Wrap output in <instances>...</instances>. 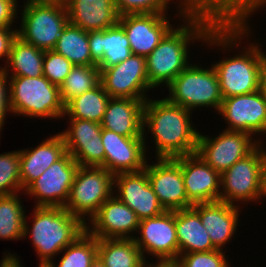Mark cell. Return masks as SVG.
Here are the masks:
<instances>
[{"instance_id": "1", "label": "cell", "mask_w": 266, "mask_h": 267, "mask_svg": "<svg viewBox=\"0 0 266 267\" xmlns=\"http://www.w3.org/2000/svg\"><path fill=\"white\" fill-rule=\"evenodd\" d=\"M178 4V15L185 25L172 27L146 57L148 80L153 88L164 84L166 87L190 64L191 42L199 40L208 47L219 46L226 51L242 46L239 45L242 36L251 34L249 17L259 7L262 9L266 0H199Z\"/></svg>"}, {"instance_id": "2", "label": "cell", "mask_w": 266, "mask_h": 267, "mask_svg": "<svg viewBox=\"0 0 266 267\" xmlns=\"http://www.w3.org/2000/svg\"><path fill=\"white\" fill-rule=\"evenodd\" d=\"M191 114L166 98H148L144 102L143 134L151 132L155 158H176L196 152L199 131L193 128Z\"/></svg>"}, {"instance_id": "3", "label": "cell", "mask_w": 266, "mask_h": 267, "mask_svg": "<svg viewBox=\"0 0 266 267\" xmlns=\"http://www.w3.org/2000/svg\"><path fill=\"white\" fill-rule=\"evenodd\" d=\"M32 213V227L25 216L23 238L31 236L39 263H50L86 231V223L63 207L35 206Z\"/></svg>"}, {"instance_id": "4", "label": "cell", "mask_w": 266, "mask_h": 267, "mask_svg": "<svg viewBox=\"0 0 266 267\" xmlns=\"http://www.w3.org/2000/svg\"><path fill=\"white\" fill-rule=\"evenodd\" d=\"M10 108L14 115L51 120L64 117L65 106L60 98L59 86L44 76L9 77Z\"/></svg>"}, {"instance_id": "5", "label": "cell", "mask_w": 266, "mask_h": 267, "mask_svg": "<svg viewBox=\"0 0 266 267\" xmlns=\"http://www.w3.org/2000/svg\"><path fill=\"white\" fill-rule=\"evenodd\" d=\"M23 6L17 36L40 50H53L69 22L65 2L25 1Z\"/></svg>"}, {"instance_id": "6", "label": "cell", "mask_w": 266, "mask_h": 267, "mask_svg": "<svg viewBox=\"0 0 266 267\" xmlns=\"http://www.w3.org/2000/svg\"><path fill=\"white\" fill-rule=\"evenodd\" d=\"M253 43H249L239 55L212 64L218 75L223 98L250 94L260 89L266 72V53L259 47L261 44Z\"/></svg>"}, {"instance_id": "7", "label": "cell", "mask_w": 266, "mask_h": 267, "mask_svg": "<svg viewBox=\"0 0 266 267\" xmlns=\"http://www.w3.org/2000/svg\"><path fill=\"white\" fill-rule=\"evenodd\" d=\"M166 88L169 95L165 98L169 102L191 112L201 107H213L219 112L223 100L218 75L212 65L208 69L190 63Z\"/></svg>"}, {"instance_id": "8", "label": "cell", "mask_w": 266, "mask_h": 267, "mask_svg": "<svg viewBox=\"0 0 266 267\" xmlns=\"http://www.w3.org/2000/svg\"><path fill=\"white\" fill-rule=\"evenodd\" d=\"M113 189L114 175L105 168L79 166L64 208L87 223L113 195Z\"/></svg>"}, {"instance_id": "9", "label": "cell", "mask_w": 266, "mask_h": 267, "mask_svg": "<svg viewBox=\"0 0 266 267\" xmlns=\"http://www.w3.org/2000/svg\"><path fill=\"white\" fill-rule=\"evenodd\" d=\"M263 157L258 146L245 158L238 160L221 174L219 201L256 202L261 199Z\"/></svg>"}, {"instance_id": "10", "label": "cell", "mask_w": 266, "mask_h": 267, "mask_svg": "<svg viewBox=\"0 0 266 267\" xmlns=\"http://www.w3.org/2000/svg\"><path fill=\"white\" fill-rule=\"evenodd\" d=\"M257 147L251 135L224 129L216 137L199 132L196 154L215 171L222 174Z\"/></svg>"}, {"instance_id": "11", "label": "cell", "mask_w": 266, "mask_h": 267, "mask_svg": "<svg viewBox=\"0 0 266 267\" xmlns=\"http://www.w3.org/2000/svg\"><path fill=\"white\" fill-rule=\"evenodd\" d=\"M100 69V83L110 97L148 99L147 91L154 88L149 84L146 58L131 55L121 63Z\"/></svg>"}, {"instance_id": "12", "label": "cell", "mask_w": 266, "mask_h": 267, "mask_svg": "<svg viewBox=\"0 0 266 267\" xmlns=\"http://www.w3.org/2000/svg\"><path fill=\"white\" fill-rule=\"evenodd\" d=\"M136 245L145 254H150L159 263L175 262L179 256L178 239L175 226V211H164L162 214L139 221Z\"/></svg>"}, {"instance_id": "13", "label": "cell", "mask_w": 266, "mask_h": 267, "mask_svg": "<svg viewBox=\"0 0 266 267\" xmlns=\"http://www.w3.org/2000/svg\"><path fill=\"white\" fill-rule=\"evenodd\" d=\"M78 167L79 164L67 152L61 159L48 167L23 192L37 199L35 206L64 208Z\"/></svg>"}, {"instance_id": "14", "label": "cell", "mask_w": 266, "mask_h": 267, "mask_svg": "<svg viewBox=\"0 0 266 267\" xmlns=\"http://www.w3.org/2000/svg\"><path fill=\"white\" fill-rule=\"evenodd\" d=\"M150 164L147 161L145 171L149 182L165 211H177L190 208L183 182L180 156L176 158H156ZM149 163V164H148Z\"/></svg>"}, {"instance_id": "15", "label": "cell", "mask_w": 266, "mask_h": 267, "mask_svg": "<svg viewBox=\"0 0 266 267\" xmlns=\"http://www.w3.org/2000/svg\"><path fill=\"white\" fill-rule=\"evenodd\" d=\"M226 120V130L262 136L266 133V104L260 90L223 98L219 109Z\"/></svg>"}, {"instance_id": "16", "label": "cell", "mask_w": 266, "mask_h": 267, "mask_svg": "<svg viewBox=\"0 0 266 267\" xmlns=\"http://www.w3.org/2000/svg\"><path fill=\"white\" fill-rule=\"evenodd\" d=\"M145 138V135L125 137L102 128L101 139L105 149V161L100 167L113 175L144 170L148 158Z\"/></svg>"}, {"instance_id": "17", "label": "cell", "mask_w": 266, "mask_h": 267, "mask_svg": "<svg viewBox=\"0 0 266 267\" xmlns=\"http://www.w3.org/2000/svg\"><path fill=\"white\" fill-rule=\"evenodd\" d=\"M139 221L136 213L113 194L90 218V224L86 223V231L97 239H134Z\"/></svg>"}, {"instance_id": "18", "label": "cell", "mask_w": 266, "mask_h": 267, "mask_svg": "<svg viewBox=\"0 0 266 267\" xmlns=\"http://www.w3.org/2000/svg\"><path fill=\"white\" fill-rule=\"evenodd\" d=\"M68 122L69 128L59 133L67 152L79 166L100 167L105 161L101 124L73 118H69Z\"/></svg>"}, {"instance_id": "19", "label": "cell", "mask_w": 266, "mask_h": 267, "mask_svg": "<svg viewBox=\"0 0 266 267\" xmlns=\"http://www.w3.org/2000/svg\"><path fill=\"white\" fill-rule=\"evenodd\" d=\"M167 13H140L119 16L129 40L132 54L147 57L158 46L161 39L173 27Z\"/></svg>"}, {"instance_id": "20", "label": "cell", "mask_w": 266, "mask_h": 267, "mask_svg": "<svg viewBox=\"0 0 266 267\" xmlns=\"http://www.w3.org/2000/svg\"><path fill=\"white\" fill-rule=\"evenodd\" d=\"M113 190V194L133 210L139 220L160 215L165 211L145 170L114 175Z\"/></svg>"}, {"instance_id": "21", "label": "cell", "mask_w": 266, "mask_h": 267, "mask_svg": "<svg viewBox=\"0 0 266 267\" xmlns=\"http://www.w3.org/2000/svg\"><path fill=\"white\" fill-rule=\"evenodd\" d=\"M183 182L192 204L219 201L221 174L206 164L196 153L180 156Z\"/></svg>"}, {"instance_id": "22", "label": "cell", "mask_w": 266, "mask_h": 267, "mask_svg": "<svg viewBox=\"0 0 266 267\" xmlns=\"http://www.w3.org/2000/svg\"><path fill=\"white\" fill-rule=\"evenodd\" d=\"M192 208L199 214L213 246L218 250H223L236 233L240 206L215 201L195 204Z\"/></svg>"}, {"instance_id": "23", "label": "cell", "mask_w": 266, "mask_h": 267, "mask_svg": "<svg viewBox=\"0 0 266 267\" xmlns=\"http://www.w3.org/2000/svg\"><path fill=\"white\" fill-rule=\"evenodd\" d=\"M91 59L99 68L117 65L132 54L123 27L117 23L108 29L88 32Z\"/></svg>"}, {"instance_id": "24", "label": "cell", "mask_w": 266, "mask_h": 267, "mask_svg": "<svg viewBox=\"0 0 266 267\" xmlns=\"http://www.w3.org/2000/svg\"><path fill=\"white\" fill-rule=\"evenodd\" d=\"M69 22L81 29L100 31L114 26L119 21L114 0H63Z\"/></svg>"}, {"instance_id": "25", "label": "cell", "mask_w": 266, "mask_h": 267, "mask_svg": "<svg viewBox=\"0 0 266 267\" xmlns=\"http://www.w3.org/2000/svg\"><path fill=\"white\" fill-rule=\"evenodd\" d=\"M33 148L19 150L22 191L67 153L59 133L48 137Z\"/></svg>"}, {"instance_id": "26", "label": "cell", "mask_w": 266, "mask_h": 267, "mask_svg": "<svg viewBox=\"0 0 266 267\" xmlns=\"http://www.w3.org/2000/svg\"><path fill=\"white\" fill-rule=\"evenodd\" d=\"M144 101L111 97L101 127L125 137H143Z\"/></svg>"}, {"instance_id": "27", "label": "cell", "mask_w": 266, "mask_h": 267, "mask_svg": "<svg viewBox=\"0 0 266 267\" xmlns=\"http://www.w3.org/2000/svg\"><path fill=\"white\" fill-rule=\"evenodd\" d=\"M179 255L216 250L199 214L192 208L175 211Z\"/></svg>"}, {"instance_id": "28", "label": "cell", "mask_w": 266, "mask_h": 267, "mask_svg": "<svg viewBox=\"0 0 266 267\" xmlns=\"http://www.w3.org/2000/svg\"><path fill=\"white\" fill-rule=\"evenodd\" d=\"M44 53L45 51L17 36L12 43L6 64L4 67L1 66L0 70L10 77L37 78L43 76Z\"/></svg>"}, {"instance_id": "29", "label": "cell", "mask_w": 266, "mask_h": 267, "mask_svg": "<svg viewBox=\"0 0 266 267\" xmlns=\"http://www.w3.org/2000/svg\"><path fill=\"white\" fill-rule=\"evenodd\" d=\"M97 256L105 267H139L147 260L134 239H97Z\"/></svg>"}, {"instance_id": "30", "label": "cell", "mask_w": 266, "mask_h": 267, "mask_svg": "<svg viewBox=\"0 0 266 267\" xmlns=\"http://www.w3.org/2000/svg\"><path fill=\"white\" fill-rule=\"evenodd\" d=\"M53 50L68 59L74 66H97L91 59L88 32L70 22L64 27Z\"/></svg>"}, {"instance_id": "31", "label": "cell", "mask_w": 266, "mask_h": 267, "mask_svg": "<svg viewBox=\"0 0 266 267\" xmlns=\"http://www.w3.org/2000/svg\"><path fill=\"white\" fill-rule=\"evenodd\" d=\"M111 97L101 83L90 91L73 98L66 106L64 116L69 118L102 122Z\"/></svg>"}, {"instance_id": "32", "label": "cell", "mask_w": 266, "mask_h": 267, "mask_svg": "<svg viewBox=\"0 0 266 267\" xmlns=\"http://www.w3.org/2000/svg\"><path fill=\"white\" fill-rule=\"evenodd\" d=\"M18 192L0 196V240L23 239L26 212Z\"/></svg>"}, {"instance_id": "33", "label": "cell", "mask_w": 266, "mask_h": 267, "mask_svg": "<svg viewBox=\"0 0 266 267\" xmlns=\"http://www.w3.org/2000/svg\"><path fill=\"white\" fill-rule=\"evenodd\" d=\"M99 83L100 69L98 66H73L59 87L62 103L66 106L73 98L92 90Z\"/></svg>"}, {"instance_id": "34", "label": "cell", "mask_w": 266, "mask_h": 267, "mask_svg": "<svg viewBox=\"0 0 266 267\" xmlns=\"http://www.w3.org/2000/svg\"><path fill=\"white\" fill-rule=\"evenodd\" d=\"M62 252L59 263L54 258L49 263L51 267H89L97 257V238L85 231Z\"/></svg>"}, {"instance_id": "35", "label": "cell", "mask_w": 266, "mask_h": 267, "mask_svg": "<svg viewBox=\"0 0 266 267\" xmlns=\"http://www.w3.org/2000/svg\"><path fill=\"white\" fill-rule=\"evenodd\" d=\"M22 192L18 151L0 154V196Z\"/></svg>"}, {"instance_id": "36", "label": "cell", "mask_w": 266, "mask_h": 267, "mask_svg": "<svg viewBox=\"0 0 266 267\" xmlns=\"http://www.w3.org/2000/svg\"><path fill=\"white\" fill-rule=\"evenodd\" d=\"M223 250L208 252H191L178 256L175 263L178 267H231Z\"/></svg>"}, {"instance_id": "37", "label": "cell", "mask_w": 266, "mask_h": 267, "mask_svg": "<svg viewBox=\"0 0 266 267\" xmlns=\"http://www.w3.org/2000/svg\"><path fill=\"white\" fill-rule=\"evenodd\" d=\"M73 64L54 50L45 51L43 58V76L52 84L61 86L71 72Z\"/></svg>"}, {"instance_id": "38", "label": "cell", "mask_w": 266, "mask_h": 267, "mask_svg": "<svg viewBox=\"0 0 266 267\" xmlns=\"http://www.w3.org/2000/svg\"><path fill=\"white\" fill-rule=\"evenodd\" d=\"M172 0H114L119 16L140 13H168L167 9ZM199 1V0H180Z\"/></svg>"}, {"instance_id": "39", "label": "cell", "mask_w": 266, "mask_h": 267, "mask_svg": "<svg viewBox=\"0 0 266 267\" xmlns=\"http://www.w3.org/2000/svg\"><path fill=\"white\" fill-rule=\"evenodd\" d=\"M7 112L11 113L9 76H7L2 70H0V133L3 129V126L5 125L4 122L5 117L8 114Z\"/></svg>"}, {"instance_id": "40", "label": "cell", "mask_w": 266, "mask_h": 267, "mask_svg": "<svg viewBox=\"0 0 266 267\" xmlns=\"http://www.w3.org/2000/svg\"><path fill=\"white\" fill-rule=\"evenodd\" d=\"M18 0H0V27L12 28L17 18Z\"/></svg>"}, {"instance_id": "41", "label": "cell", "mask_w": 266, "mask_h": 267, "mask_svg": "<svg viewBox=\"0 0 266 267\" xmlns=\"http://www.w3.org/2000/svg\"><path fill=\"white\" fill-rule=\"evenodd\" d=\"M16 37L17 28L0 27V59H5V61H7L12 43Z\"/></svg>"}, {"instance_id": "42", "label": "cell", "mask_w": 266, "mask_h": 267, "mask_svg": "<svg viewBox=\"0 0 266 267\" xmlns=\"http://www.w3.org/2000/svg\"><path fill=\"white\" fill-rule=\"evenodd\" d=\"M8 253V254H7ZM3 253L4 258L0 262V267H23L21 265V261L19 260V256H16L15 253L11 254V252Z\"/></svg>"}, {"instance_id": "43", "label": "cell", "mask_w": 266, "mask_h": 267, "mask_svg": "<svg viewBox=\"0 0 266 267\" xmlns=\"http://www.w3.org/2000/svg\"><path fill=\"white\" fill-rule=\"evenodd\" d=\"M266 197V164H262V189L261 200Z\"/></svg>"}, {"instance_id": "44", "label": "cell", "mask_w": 266, "mask_h": 267, "mask_svg": "<svg viewBox=\"0 0 266 267\" xmlns=\"http://www.w3.org/2000/svg\"><path fill=\"white\" fill-rule=\"evenodd\" d=\"M259 90L261 91L265 104H266V72L262 77Z\"/></svg>"}, {"instance_id": "45", "label": "cell", "mask_w": 266, "mask_h": 267, "mask_svg": "<svg viewBox=\"0 0 266 267\" xmlns=\"http://www.w3.org/2000/svg\"><path fill=\"white\" fill-rule=\"evenodd\" d=\"M264 135H266V133ZM260 140H262V139L257 138V146L260 149L262 157H263V163L262 164H266V150H264L265 149L264 144H262V142Z\"/></svg>"}, {"instance_id": "46", "label": "cell", "mask_w": 266, "mask_h": 267, "mask_svg": "<svg viewBox=\"0 0 266 267\" xmlns=\"http://www.w3.org/2000/svg\"><path fill=\"white\" fill-rule=\"evenodd\" d=\"M155 267H178L175 262L155 263Z\"/></svg>"}, {"instance_id": "47", "label": "cell", "mask_w": 266, "mask_h": 267, "mask_svg": "<svg viewBox=\"0 0 266 267\" xmlns=\"http://www.w3.org/2000/svg\"><path fill=\"white\" fill-rule=\"evenodd\" d=\"M89 267H105V266H104L103 262L97 256Z\"/></svg>"}, {"instance_id": "48", "label": "cell", "mask_w": 266, "mask_h": 267, "mask_svg": "<svg viewBox=\"0 0 266 267\" xmlns=\"http://www.w3.org/2000/svg\"><path fill=\"white\" fill-rule=\"evenodd\" d=\"M149 260H146L142 265L139 267H155V263L153 264L152 262L148 263Z\"/></svg>"}, {"instance_id": "49", "label": "cell", "mask_w": 266, "mask_h": 267, "mask_svg": "<svg viewBox=\"0 0 266 267\" xmlns=\"http://www.w3.org/2000/svg\"><path fill=\"white\" fill-rule=\"evenodd\" d=\"M38 267H51L49 263H39Z\"/></svg>"}, {"instance_id": "50", "label": "cell", "mask_w": 266, "mask_h": 267, "mask_svg": "<svg viewBox=\"0 0 266 267\" xmlns=\"http://www.w3.org/2000/svg\"><path fill=\"white\" fill-rule=\"evenodd\" d=\"M28 2L29 1H57V0H27Z\"/></svg>"}]
</instances>
